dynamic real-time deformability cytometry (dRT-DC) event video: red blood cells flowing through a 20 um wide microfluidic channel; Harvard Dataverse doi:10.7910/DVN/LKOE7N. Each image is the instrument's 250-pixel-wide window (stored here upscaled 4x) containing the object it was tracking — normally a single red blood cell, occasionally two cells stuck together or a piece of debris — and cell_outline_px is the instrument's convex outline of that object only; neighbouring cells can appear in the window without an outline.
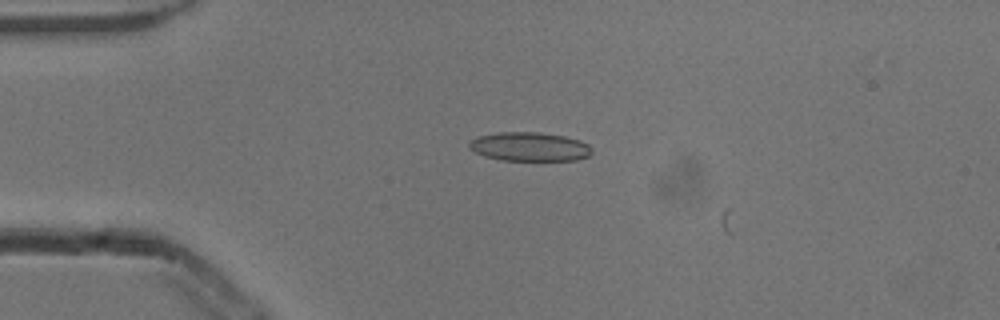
{"species": "common noctule bat (a hibernating species)", "species_latin": "Nyctalus noctula", "temperature_condition": "cold", "stored_images_in_passage": 3, "camera_frame_rate_fps": 3000, "um_per_image_px": 0.085, "animal": {"sex": "male", "body_mass_g": 13.3}, "frame": {"image": 1, "passage_image": 1, "time_ms": 0.0, "image_size_px": [1000, 320], "cell_outline_px": [[592, 152], [588, 156], [576, 160], [500, 160], [484, 156], [476, 152], [468, 144], [476, 136], [496, 132], [536, 132], [564, 136], [580, 140], [588, 144], [592, 148]], "centroid_in_image_um": [45.02, 12.46], "position_along_channel_um": 40.0, "area_um2": 20.63}}